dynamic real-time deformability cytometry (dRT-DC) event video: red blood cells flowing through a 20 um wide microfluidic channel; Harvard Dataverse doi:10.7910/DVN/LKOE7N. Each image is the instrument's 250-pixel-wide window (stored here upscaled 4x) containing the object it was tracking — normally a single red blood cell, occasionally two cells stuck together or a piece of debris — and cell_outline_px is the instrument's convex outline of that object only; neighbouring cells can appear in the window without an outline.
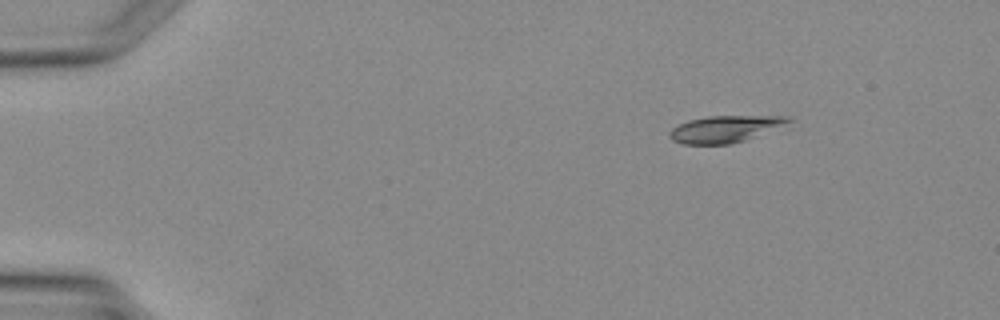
{"species": "Egyptian fruit bat (a non-hibernating species)", "species_latin": "Rousettus aegyptiacus", "temperature_condition": "warm", "stored_images_in_passage": 4, "camera_frame_rate_fps": 3000, "um_per_image_px": 0.085, "animal": {"sex": "female"}, "frame": {"image": 1, "passage_image": 2, "time_ms": 1.0, "image_size_px": [1000, 320], "cell_outline_px": [[792, 120], [744, 140], [728, 144], [684, 144], [672, 140], [668, 136], [668, 132], [672, 128], [688, 120], [708, 116], [788, 116]], "centroid_in_image_um": [61.5, 10.96], "position_along_channel_um": 23.5, "area_um2": 17.98}}